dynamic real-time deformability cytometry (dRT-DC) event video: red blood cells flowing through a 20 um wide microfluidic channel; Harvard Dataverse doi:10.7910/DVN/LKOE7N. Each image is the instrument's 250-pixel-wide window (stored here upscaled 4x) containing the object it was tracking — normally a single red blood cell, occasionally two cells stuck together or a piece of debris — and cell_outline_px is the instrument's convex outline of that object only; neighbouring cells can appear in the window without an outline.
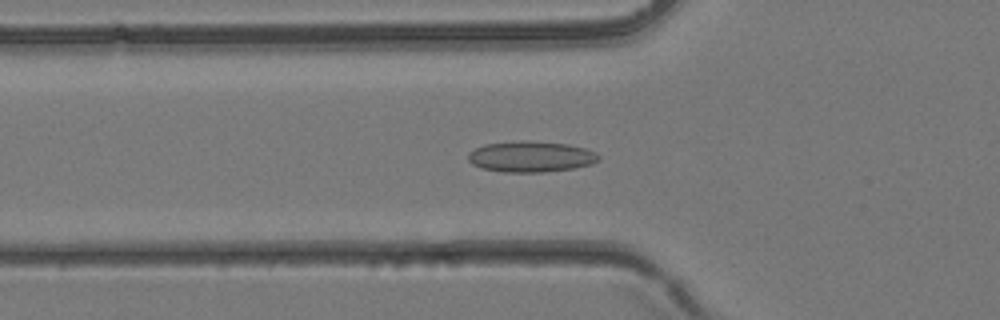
{"species": "common noctule bat (a hibernating species)", "species_latin": "Nyctalus noctula", "temperature_condition": "room temperature", "stored_images_in_passage": 39, "camera_frame_rate_fps": 3000, "um_per_image_px": 0.085, "animal": {"sex": "female", "body_mass_g": 24.6, "forearm_length_mm": 56.2}, "frame": {"image": 1, "passage_image": 14, "time_ms": 4.333, "image_size_px": [1000, 320], "cell_outline_px": [[600, 160], [592, 164], [572, 168], [544, 172], [504, 172], [480, 168], [472, 164], [468, 160], [468, 152], [484, 144], [520, 140], [524, 140], [568, 144], [584, 148], [596, 152], [600, 156]], "centroid_in_image_um": [45.11, 13.31], "position_along_channel_um": 80.7, "area_um2": 23.64}}
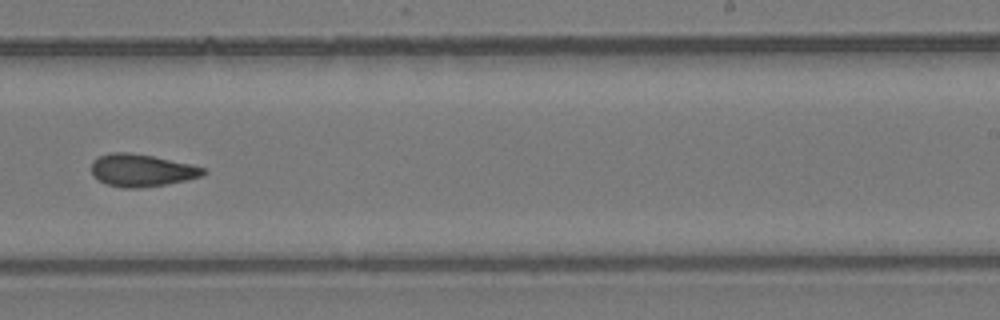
{"frame": {"image": 2, "passage_image": 25, "time_ms": 8.0, "image_size_px": [1000, 320], "cell_outline_px": [[204, 172], [200, 176], [184, 180], [164, 184], [136, 188], [124, 188], [108, 184], [92, 176], [92, 160], [96, 156], [108, 152], [128, 152], [152, 156], [192, 164], [204, 168]], "centroid_in_image_um": [11.97, 14.45], "position_along_channel_um": 277.0, "area_um2": 20.92}}
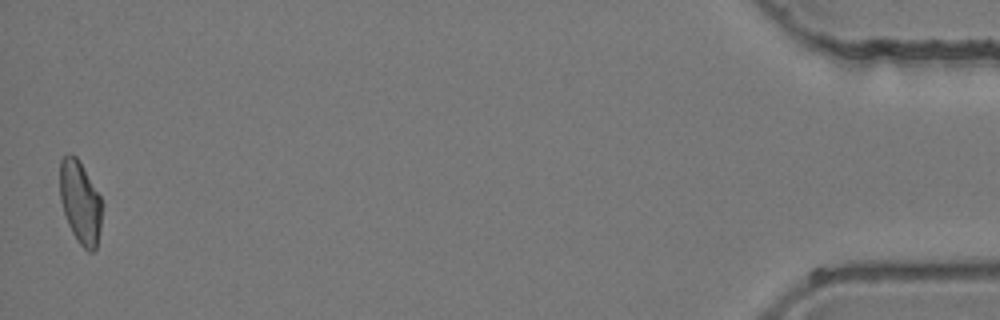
{"frame": {"image": 3, "passage_image": 39, "time_ms": 12.667, "image_size_px": [1000, 320], "cell_outline_px": [[100, 228], [96, 248], [92, 252], [88, 252], [80, 244], [72, 232], [68, 224], [60, 200], [60, 160], [68, 152], [72, 152], [76, 156], [100, 196]], "centroid_in_image_um": [6.79, 17.17], "position_along_channel_um": 428.4, "area_um2": 19.94}}